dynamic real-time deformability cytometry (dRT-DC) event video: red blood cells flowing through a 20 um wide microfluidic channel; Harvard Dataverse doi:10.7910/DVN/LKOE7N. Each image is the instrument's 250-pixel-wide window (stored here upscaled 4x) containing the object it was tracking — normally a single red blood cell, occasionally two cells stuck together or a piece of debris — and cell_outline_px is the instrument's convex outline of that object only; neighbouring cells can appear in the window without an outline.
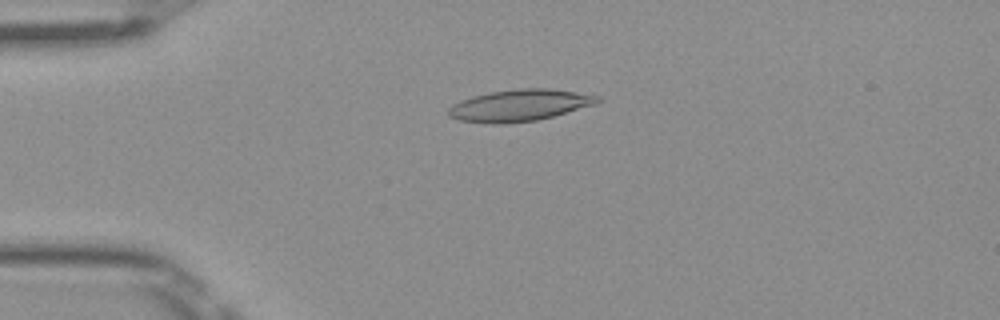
{"species": "Egyptian fruit bat (a non-hibernating species)", "species_latin": "Rousettus aegyptiacus", "temperature_condition": "room temperature", "stored_images_in_passage": 48, "camera_frame_rate_fps": 3000, "um_per_image_px": 0.085, "frame": {"image": 1, "passage_image": 10, "time_ms": 3.0, "image_size_px": [1000, 320], "cell_outline_px": [[600, 100], [596, 104], [552, 116], [536, 120], [504, 124], [492, 124], [460, 120], [448, 116], [448, 108], [452, 104], [460, 100], [472, 96], [488, 92], [520, 88], [548, 88], [600, 96]], "centroid_in_image_um": [44.11, 8.95], "position_along_channel_um": 40.9, "area_um2": 27.46}}
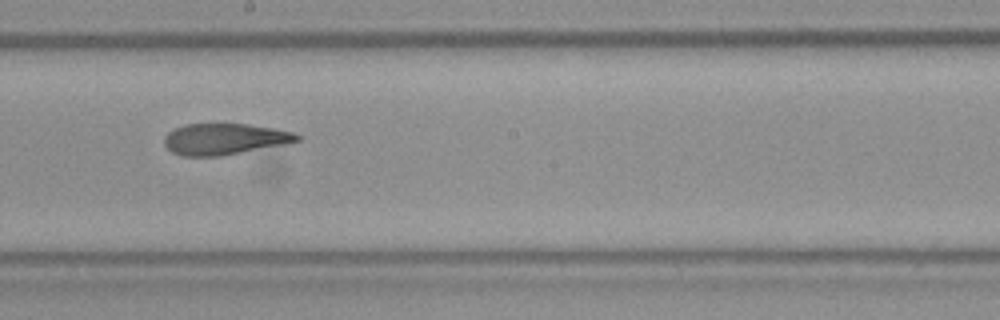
{"frame": {"image": 2, "passage_image": 26, "time_ms": 8.333, "image_size_px": [1000, 320], "cell_outline_px": [[300, 140], [220, 156], [184, 156], [172, 152], [164, 144], [164, 136], [168, 132], [184, 124], [248, 124], [272, 128], [292, 132], [300, 136]], "centroid_in_image_um": [19.01, 11.81], "position_along_channel_um": 229.2, "area_um2": 23.64}}
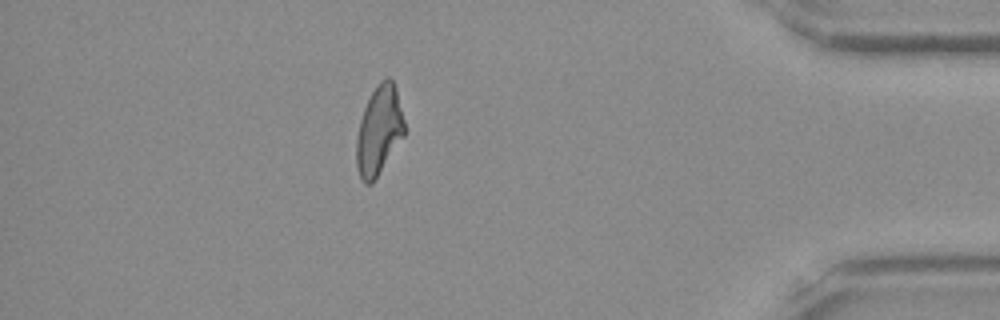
{"frame": {"image": 3, "passage_image": 42, "time_ms": 13.667, "image_size_px": [1000, 320], "cell_outline_px": [[404, 136], [372, 184], [364, 184], [360, 180], [356, 168], [356, 140], [360, 120], [364, 108], [376, 84], [384, 76], [388, 76], [392, 80], [396, 88], [404, 120]], "centroid_in_image_um": [32.2, 11.1], "position_along_channel_um": 403.0, "area_um2": 25.03}, "authors_computed_cell_mechanics": {"area_um2": 25.5476, "velocity_mm_per_s": 4.0479, "shape_relaxation_time_tau1_ms": 10.0082, "shape_relaxation_time_tau2_ms": 4.2145, "deformation_change_tau1": 0.2578, "deformation_change_tau2": 0.1481}}